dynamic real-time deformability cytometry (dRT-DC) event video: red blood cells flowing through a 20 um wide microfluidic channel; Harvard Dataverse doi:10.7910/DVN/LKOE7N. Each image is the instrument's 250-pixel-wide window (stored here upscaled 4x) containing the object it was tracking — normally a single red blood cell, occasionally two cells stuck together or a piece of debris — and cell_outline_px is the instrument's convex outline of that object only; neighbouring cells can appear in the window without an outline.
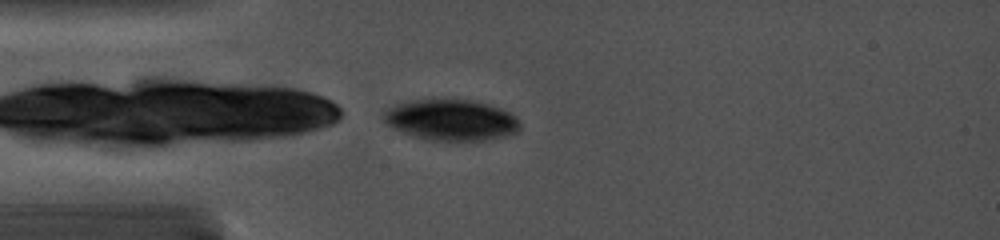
{"species": "common noctule bat (a hibernating species)", "species_latin": "Nyctalus noctula", "temperature_condition": "cold", "stored_images_in_passage": 3, "camera_frame_rate_fps": 5000, "um_per_image_px": 0.085, "animal": {"sex": "female", "body_mass_g": 19.0, "forearm_length_mm": 56.7}, "frame": {"image": 1, "passage_image": 1, "time_ms": 0.0, "image_size_px": [1000, 240], "cell_outline_px": [[520, 128], [516, 132], [508, 136], [492, 140], [424, 140], [400, 132], [384, 124], [380, 116], [388, 108], [396, 104], [408, 100], [432, 96], [476, 100], [500, 108], [516, 116], [520, 124]], "centroid_in_image_um": [38.28, 10.16], "position_along_channel_um": 46.7, "area_um2": 34.04}}